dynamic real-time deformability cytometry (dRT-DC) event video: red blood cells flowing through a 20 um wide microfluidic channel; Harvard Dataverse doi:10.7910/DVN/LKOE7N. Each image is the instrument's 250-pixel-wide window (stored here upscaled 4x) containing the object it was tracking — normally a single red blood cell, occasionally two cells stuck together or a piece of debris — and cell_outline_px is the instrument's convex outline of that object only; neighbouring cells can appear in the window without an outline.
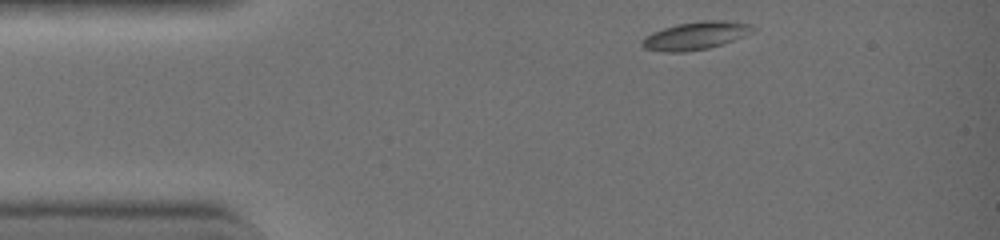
{"species": "common noctule bat (a hibernating species)", "species_latin": "Nyctalus noctula", "temperature_condition": "warm", "stored_images_in_passage": 9, "camera_frame_rate_fps": 3000, "um_per_image_px": 0.085, "animal": {"sex": "female", "body_mass_g": 19.0, "forearm_length_mm": 51.5}, "frame": {"image": 1, "passage_image": 1, "time_ms": 0.0, "image_size_px": [1000, 240], "cell_outline_px": [[756, 32], [724, 44], [708, 48], [684, 52], [660, 52], [644, 48], [640, 44], [640, 40], [644, 36], [652, 32], [676, 24], [700, 20], [724, 20], [752, 24], [756, 28]], "centroid_in_image_um": [59.15, 3.03], "position_along_channel_um": 25.9, "area_um2": 18.5}}
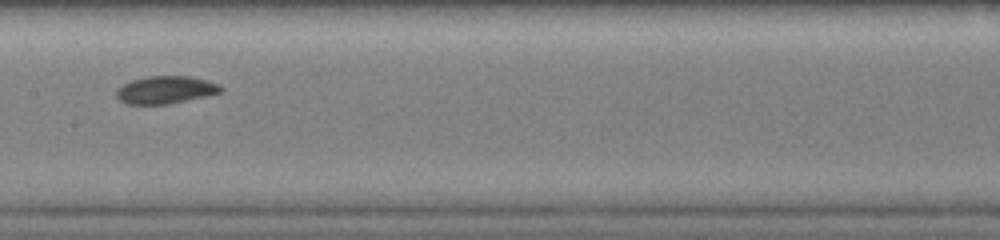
{"frame": {"image": 2, "passage_image": 7, "time_ms": 2.0, "image_size_px": [1000, 240], "cell_outline_px": [[224, 88], [220, 92], [204, 96], [164, 104], [128, 104], [120, 100], [116, 96], [116, 88], [132, 80], [148, 76], [188, 76], [208, 80], [220, 84]], "centroid_in_image_um": [14.06, 7.62], "position_along_channel_um": 193.3, "area_um2": 16.59}}
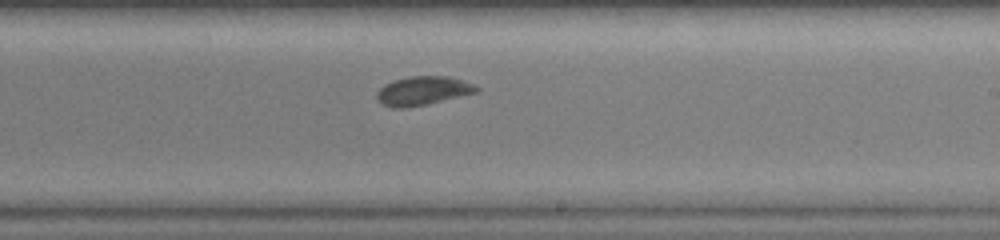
{"frame": {"image": 3, "passage_image": 9, "time_ms": 2.667, "image_size_px": [1000, 240], "cell_outline_px": [[480, 88], [476, 92], [424, 104], [404, 108], [392, 108], [380, 104], [376, 96], [376, 92], [384, 84], [392, 80], [408, 76], [448, 76], [464, 80]], "centroid_in_image_um": [35.87, 7.7], "position_along_channel_um": 253.1, "area_um2": 16.65}}